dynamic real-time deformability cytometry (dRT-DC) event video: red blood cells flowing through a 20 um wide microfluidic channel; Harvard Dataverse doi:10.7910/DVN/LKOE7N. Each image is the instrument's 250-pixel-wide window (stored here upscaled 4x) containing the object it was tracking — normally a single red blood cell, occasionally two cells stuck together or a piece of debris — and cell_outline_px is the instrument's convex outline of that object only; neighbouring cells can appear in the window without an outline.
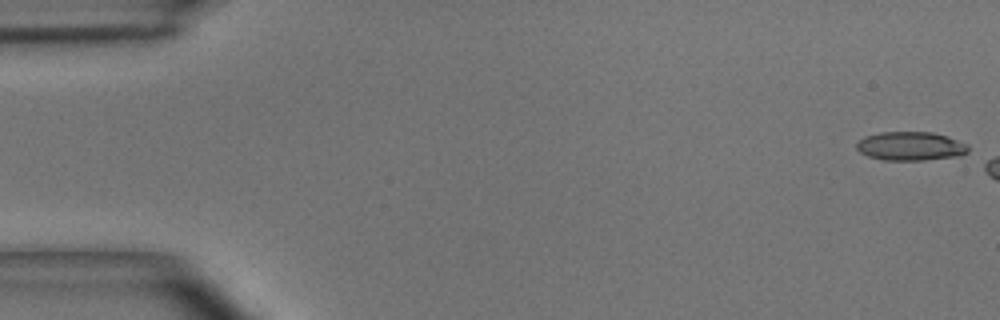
{"species": "common noctule bat (a hibernating species)", "species_latin": "Nyctalus noctula", "temperature_condition": "room temperature", "stored_images_in_passage": 3, "camera_frame_rate_fps": 3000, "um_per_image_px": 0.085, "animal": {"sex": "male", "body_mass_g": 15.6}, "frame": {"image": 1, "passage_image": 1, "time_ms": 0.0, "image_size_px": [1000, 320], "cell_outline_px": [[968, 152], [960, 156], [924, 160], [884, 160], [868, 156], [860, 152], [856, 148], [856, 144], [864, 136], [880, 132], [932, 132], [948, 136], [968, 144]], "centroid_in_image_um": [77.41, 12.42], "position_along_channel_um": 7.6, "area_um2": 18.84}}